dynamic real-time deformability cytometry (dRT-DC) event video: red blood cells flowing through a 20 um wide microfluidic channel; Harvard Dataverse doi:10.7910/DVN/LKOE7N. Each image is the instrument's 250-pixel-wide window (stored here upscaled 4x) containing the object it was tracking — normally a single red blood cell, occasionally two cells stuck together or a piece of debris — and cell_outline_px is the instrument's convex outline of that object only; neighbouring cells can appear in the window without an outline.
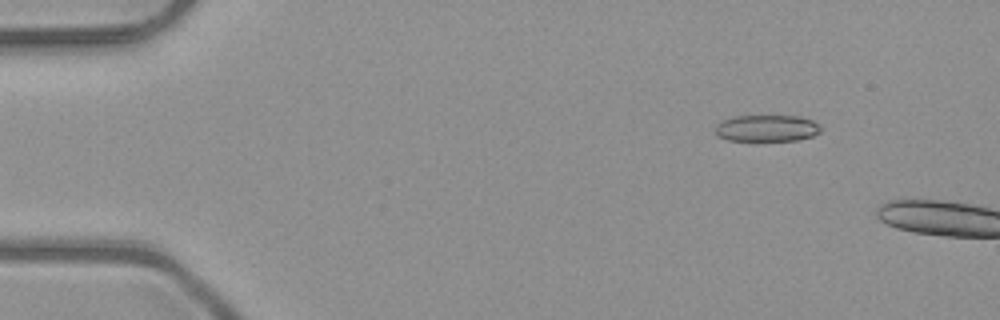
{"species": "common noctule bat (a hibernating species)", "species_latin": "Nyctalus noctula", "temperature_condition": "room temperature", "stored_images_in_passage": 15, "camera_frame_rate_fps": 3000, "um_per_image_px": 0.085, "animal": {"sex": "male", "body_mass_g": 23.1, "forearm_length_mm": 52.7}, "frame": {"image": 1, "passage_image": 5, "time_ms": 1.333, "image_size_px": [1000, 320], "cell_outline_px": [[820, 132], [812, 136], [796, 140], [728, 140], [716, 136], [716, 124], [720, 120], [732, 116], [800, 116], [812, 120], [820, 128]], "centroid_in_image_um": [65.12, 10.89], "position_along_channel_um": 19.9, "area_um2": 16.3}}